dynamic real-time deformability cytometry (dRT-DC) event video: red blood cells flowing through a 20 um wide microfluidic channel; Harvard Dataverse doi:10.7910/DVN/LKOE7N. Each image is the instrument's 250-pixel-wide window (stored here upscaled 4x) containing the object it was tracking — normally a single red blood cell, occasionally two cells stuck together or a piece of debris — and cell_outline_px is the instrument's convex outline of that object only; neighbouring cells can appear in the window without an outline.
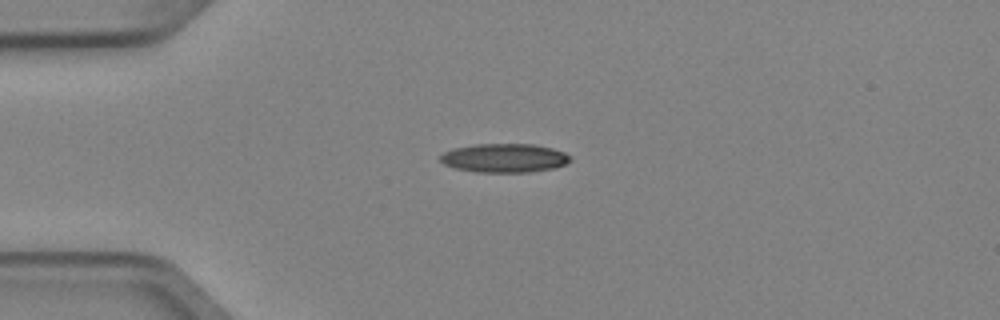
{"species": "Egyptian fruit bat (a non-hibernating species)", "species_latin": "Rousettus aegyptiacus", "temperature_condition": "cold", "stored_images_in_passage": 3, "camera_frame_rate_fps": 3000, "um_per_image_px": 0.085, "animal": {"sex": "female"}, "frame": {"image": 1, "passage_image": 1, "time_ms": 0.0, "image_size_px": [1000, 320], "cell_outline_px": [[572, 160], [564, 164], [552, 168], [528, 172], [476, 172], [456, 168], [444, 164], [440, 160], [440, 156], [444, 152], [456, 148], [476, 144], [532, 144], [552, 148], [564, 152], [572, 156]], "centroid_in_image_um": [42.89, 13.43], "position_along_channel_um": 42.1, "area_um2": 21.68}}
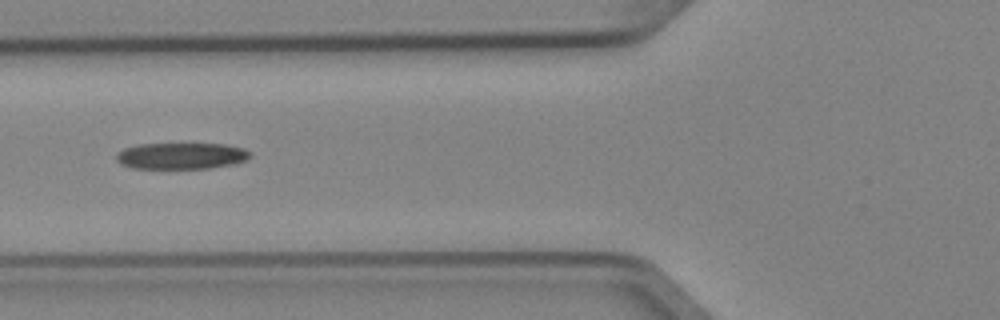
{"frame": {"image": 2, "passage_image": 3, "time_ms": 0.667, "image_size_px": [1000, 320], "cell_outline_px": [[252, 156], [236, 164], [208, 168], [132, 168], [120, 164], [116, 160], [116, 152], [124, 148], [136, 144], [224, 144], [244, 148], [252, 152]], "centroid_in_image_um": [15.4, 13.24], "position_along_channel_um": 110.4, "area_um2": 20.75}}